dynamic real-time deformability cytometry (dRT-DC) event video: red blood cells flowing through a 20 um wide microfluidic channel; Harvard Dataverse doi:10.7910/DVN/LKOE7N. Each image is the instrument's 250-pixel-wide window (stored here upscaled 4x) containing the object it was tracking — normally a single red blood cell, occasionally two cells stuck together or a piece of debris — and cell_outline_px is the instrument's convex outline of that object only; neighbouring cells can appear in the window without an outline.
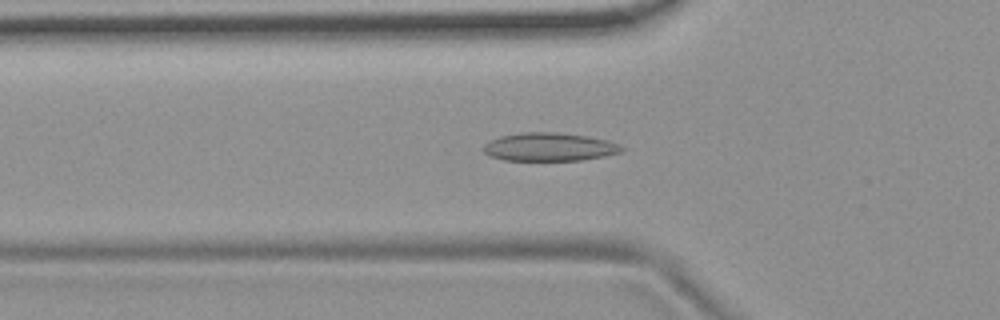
{"species": "common noctule bat (a hibernating species)", "species_latin": "Nyctalus noctula", "temperature_condition": "room temperature", "stored_images_in_passage": 53, "camera_frame_rate_fps": 3000, "um_per_image_px": 0.085, "animal": {"sex": "female", "body_mass_g": 19.9}, "frame": {"image": 1, "passage_image": 17, "time_ms": 5.333, "image_size_px": [1000, 320], "cell_outline_px": [[628, 148], [624, 152], [604, 156], [580, 160], [504, 160], [488, 156], [484, 152], [484, 144], [500, 136], [520, 132], [556, 132], [588, 136], [608, 140], [620, 144]], "centroid_in_image_um": [46.75, 12.48], "position_along_channel_um": 79.0, "area_um2": 23.0}}
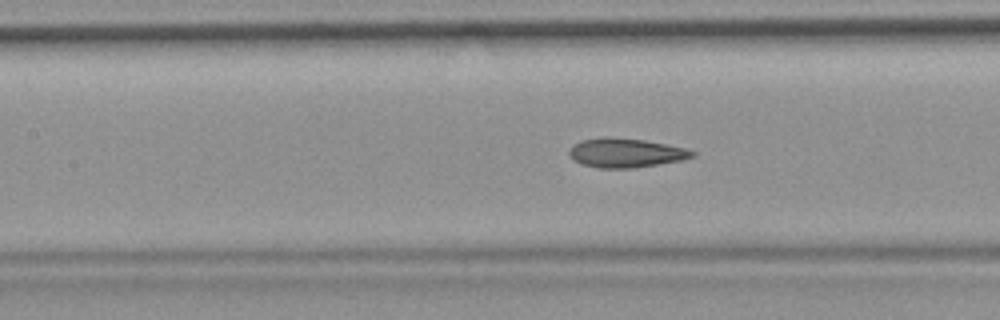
{"frame": {"image": 2, "passage_image": 23, "time_ms": 7.333, "image_size_px": [1000, 320], "cell_outline_px": [[696, 156], [684, 160], [632, 168], [596, 168], [580, 164], [572, 160], [568, 152], [580, 140], [604, 136], [608, 136], [644, 140], [668, 144], [684, 148], [696, 152]], "centroid_in_image_um": [53.19, 12.99], "position_along_channel_um": 154.2, "area_um2": 21.15}}
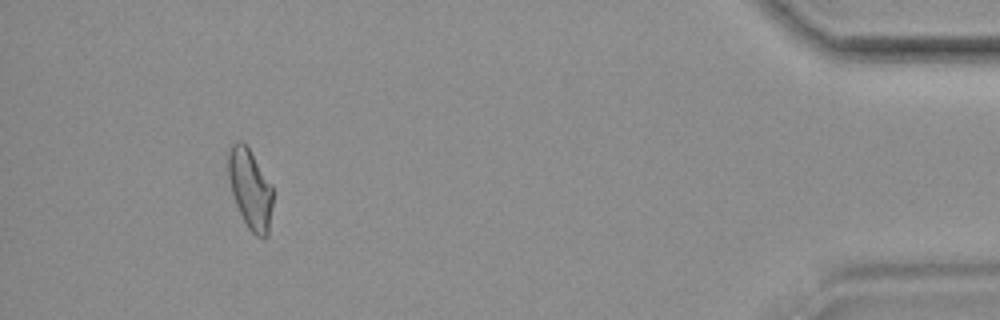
{"frame": {"image": 3, "passage_image": 49, "time_ms": 16.0, "image_size_px": [1000, 320], "cell_outline_px": [[272, 204], [268, 236], [264, 240], [256, 236], [248, 228], [236, 204], [232, 192], [228, 176], [228, 152], [232, 144], [236, 140], [240, 140], [248, 148], [272, 184]], "centroid_in_image_um": [21.27, 16.08], "position_along_channel_um": 413.9, "area_um2": 20.63}, "authors_computed_cell_mechanics": {"area_um2": 21.3282, "velocity_mm_per_s": 3.7195, "shape_relaxation_time_tau1_ms": 6.9504, "shape_relaxation_time_tau2_ms": 1.7511, "deformation_change_tau1": 0.159, "deformation_change_tau2": 0.0708}}